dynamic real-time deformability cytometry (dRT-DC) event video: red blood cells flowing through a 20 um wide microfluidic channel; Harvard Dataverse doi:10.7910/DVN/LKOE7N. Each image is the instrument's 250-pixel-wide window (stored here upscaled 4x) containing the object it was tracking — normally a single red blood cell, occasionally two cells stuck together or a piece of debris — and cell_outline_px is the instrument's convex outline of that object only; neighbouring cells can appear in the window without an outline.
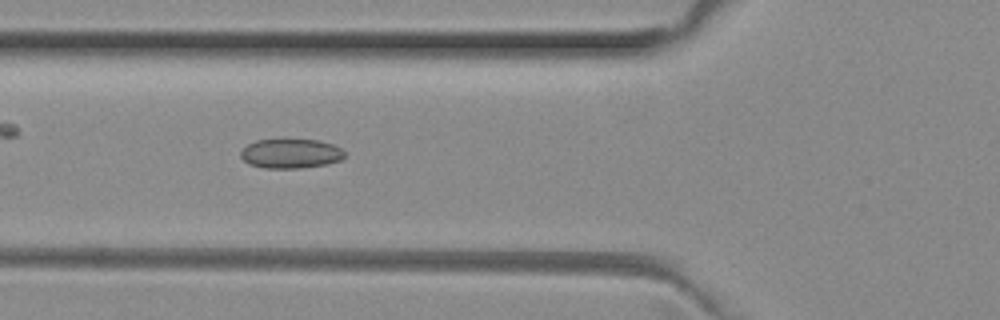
{"species": "common noctule bat (a hibernating species)", "species_latin": "Nyctalus noctula", "temperature_condition": "room temperature", "stored_images_in_passage": 22, "camera_frame_rate_fps": 3000, "um_per_image_px": 0.085, "animal": {"sex": "female", "body_mass_g": 29.2, "forearm_length_mm": 56.3}, "frame": {"image": 1, "passage_image": 6, "time_ms": 1.667, "image_size_px": [1000, 320], "cell_outline_px": [[344, 156], [340, 160], [324, 164], [300, 168], [264, 168], [248, 164], [240, 156], [240, 152], [248, 144], [256, 140], [316, 140], [332, 144], [340, 148], [344, 152]], "centroid_in_image_um": [24.67, 13.06], "position_along_channel_um": 101.1, "area_um2": 17.57}}
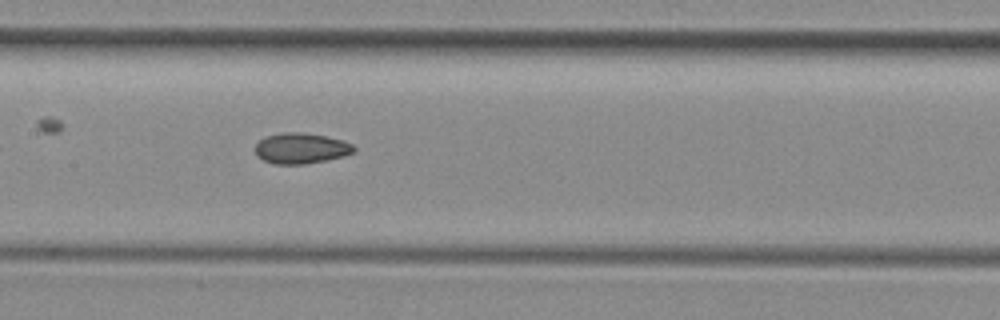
{"frame": {"image": 2, "passage_image": 12, "time_ms": 3.667, "image_size_px": [1000, 320], "cell_outline_px": [[356, 148], [352, 152], [344, 156], [328, 160], [304, 164], [272, 164], [256, 156], [252, 148], [264, 136], [284, 132], [300, 132], [324, 136], [340, 140], [352, 144]], "centroid_in_image_um": [25.52, 12.61], "position_along_channel_um": 181.9, "area_um2": 17.74}}
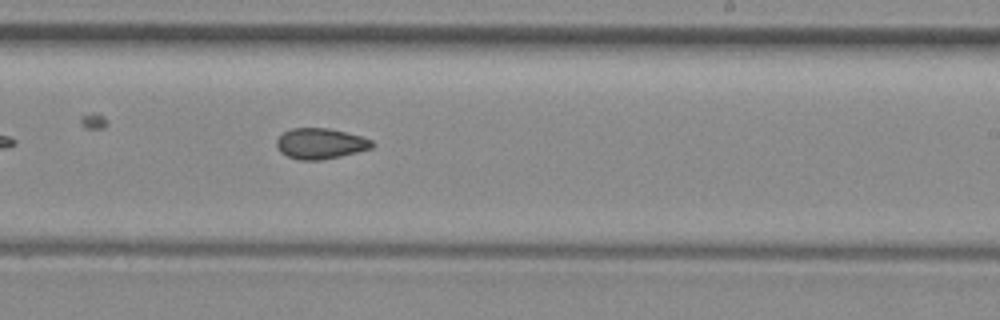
{"frame": {"image": 3, "passage_image": 18, "time_ms": 5.667, "image_size_px": [1000, 320], "cell_outline_px": [[376, 144], [372, 148], [340, 156], [320, 160], [300, 160], [288, 156], [280, 152], [276, 148], [276, 140], [284, 132], [292, 128], [328, 128], [360, 136], [372, 140]], "centroid_in_image_um": [27.22, 12.2], "position_along_channel_um": 261.8, "area_um2": 16.99}}